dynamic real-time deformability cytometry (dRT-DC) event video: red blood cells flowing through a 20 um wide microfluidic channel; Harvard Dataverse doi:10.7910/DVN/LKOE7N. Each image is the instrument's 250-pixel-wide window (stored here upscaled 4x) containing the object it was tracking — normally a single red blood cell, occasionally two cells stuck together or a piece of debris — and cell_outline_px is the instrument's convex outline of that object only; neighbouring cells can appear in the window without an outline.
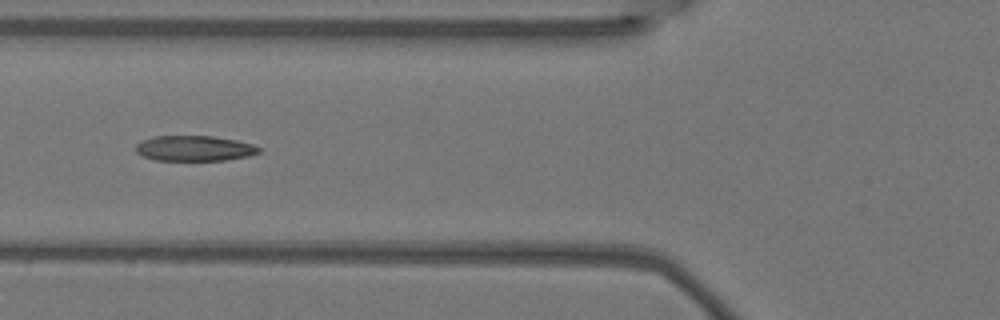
{"species": "Egyptian fruit bat (a non-hibernating species)", "species_latin": "Rousettus aegyptiacus", "temperature_condition": "warm", "stored_images_in_passage": 7, "camera_frame_rate_fps": 3000, "um_per_image_px": 0.085, "animal": {"sex": "female"}, "frame": {"image": 1, "passage_image": 6, "time_ms": 1.667, "image_size_px": [1000, 320], "cell_outline_px": [[260, 152], [248, 156], [224, 160], [156, 160], [140, 156], [136, 152], [136, 144], [140, 140], [152, 136], [212, 136], [236, 140], [252, 144], [260, 148]], "centroid_in_image_um": [16.47, 12.6], "position_along_channel_um": 109.3, "area_um2": 18.26}}
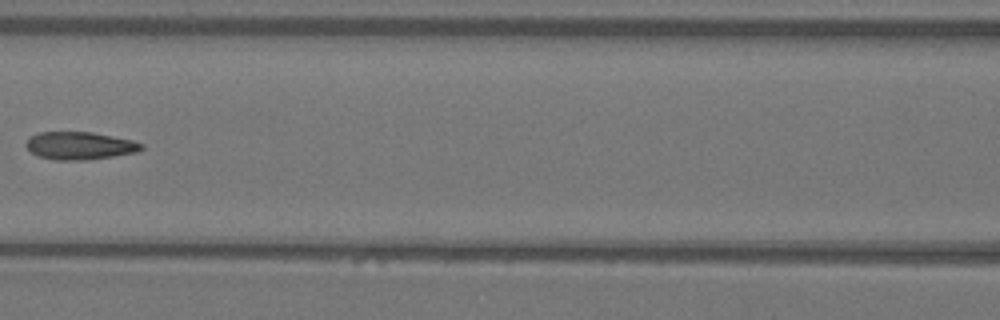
{"frame": {"image": 2, "passage_image": 7, "time_ms": 2.0, "image_size_px": [1000, 320], "cell_outline_px": [[144, 148], [136, 152], [88, 160], [56, 160], [40, 156], [32, 152], [24, 144], [28, 136], [40, 132], [92, 132], [132, 140], [144, 144]], "centroid_in_image_um": [6.76, 12.37], "position_along_channel_um": 159.8, "area_um2": 18.61}}